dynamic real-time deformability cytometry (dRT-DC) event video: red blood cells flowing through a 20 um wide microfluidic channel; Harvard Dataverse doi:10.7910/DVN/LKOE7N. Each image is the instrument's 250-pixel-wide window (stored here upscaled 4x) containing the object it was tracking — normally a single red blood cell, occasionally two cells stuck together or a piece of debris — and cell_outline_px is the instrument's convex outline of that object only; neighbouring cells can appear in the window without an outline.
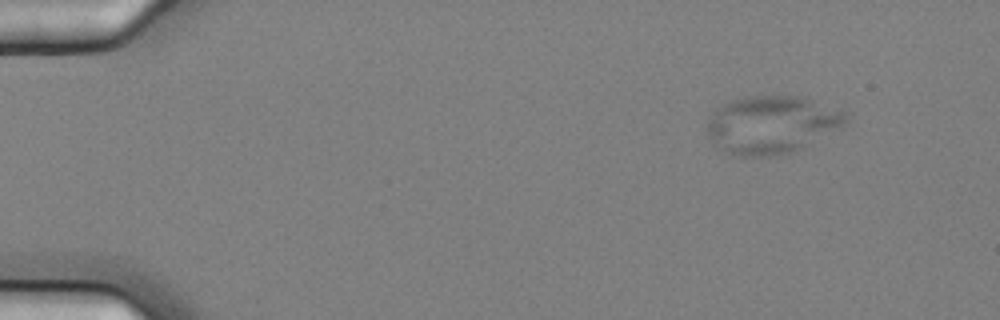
{"species": "common noctule bat (a hibernating species)", "species_latin": "Nyctalus noctula", "temperature_condition": "cold", "stored_images_in_passage": 10, "camera_frame_rate_fps": 3000, "um_per_image_px": 0.085, "animal": {"sex": "female", "body_mass_g": 25.1}, "frame": {"image": 1, "passage_image": 1, "time_ms": 0.0, "image_size_px": [1000, 320], "cell_outline_px": [[848, 120], [844, 124], [800, 148], [792, 152], [768, 156], [736, 156], [716, 148], [712, 144], [708, 136], [708, 116], [716, 108], [732, 100], [744, 96], [800, 96], [848, 112]], "centroid_in_image_um": [65.53, 10.59], "position_along_channel_um": 19.5, "area_um2": 46.53}}
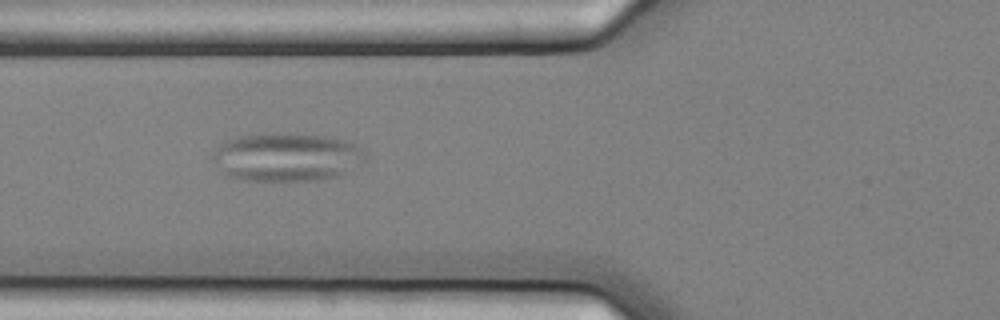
{"frame": {"image": 2, "passage_image": 5, "time_ms": 1.333, "image_size_px": [1000, 320], "cell_outline_px": [[368, 156], [364, 160], [340, 176], [320, 180], [240, 180], [228, 176], [220, 172], [212, 160], [212, 152], [220, 144], [228, 140], [240, 136], [264, 132], [276, 132], [324, 136], [344, 140], [356, 144]], "centroid_in_image_um": [24.32, 13.34], "position_along_channel_um": 101.5, "area_um2": 43.41}}